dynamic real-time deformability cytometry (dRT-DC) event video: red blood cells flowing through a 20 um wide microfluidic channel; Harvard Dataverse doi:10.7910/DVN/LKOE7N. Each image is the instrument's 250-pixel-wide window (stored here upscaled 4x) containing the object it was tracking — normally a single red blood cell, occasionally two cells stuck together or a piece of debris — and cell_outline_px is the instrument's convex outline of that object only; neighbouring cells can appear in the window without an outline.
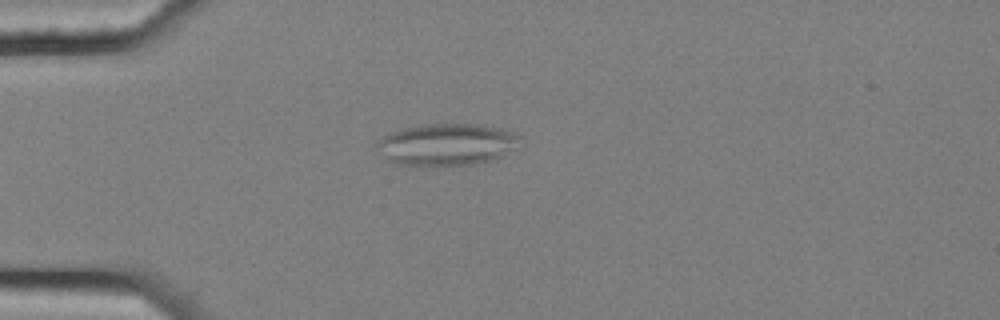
{"species": "common noctule bat (a hibernating species)", "species_latin": "Nyctalus noctula", "temperature_condition": "cold", "stored_images_in_passage": 8, "camera_frame_rate_fps": 3000, "um_per_image_px": 0.085, "animal": {"sex": "female", "body_mass_g": 25.1}, "frame": {"image": 1, "passage_image": 3, "time_ms": 0.667, "image_size_px": [1000, 320], "cell_outline_px": [[524, 144], [520, 148], [500, 156], [488, 160], [472, 164], [396, 164], [376, 148], [376, 144], [388, 132], [400, 128], [424, 124], [480, 124], [500, 128], [524, 136]], "centroid_in_image_um": [38.08, 12.24], "position_along_channel_um": 46.9, "area_um2": 34.85}}
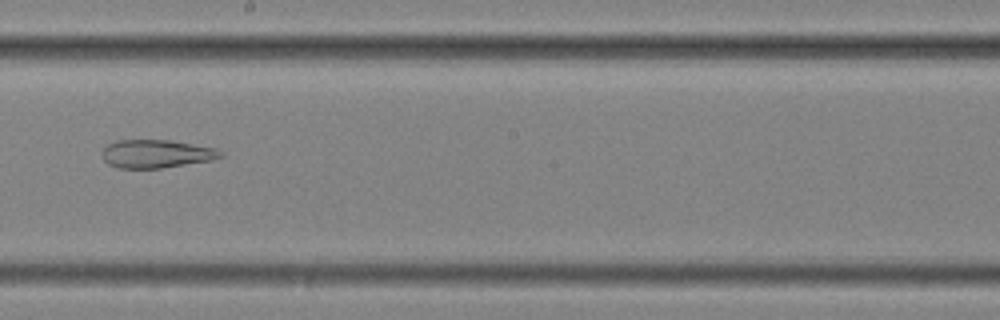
{"frame": {"image": 2, "passage_image": 8, "time_ms": 2.333, "image_size_px": [1000, 320], "cell_outline_px": [[224, 156], [212, 160], [160, 168], [116, 168], [108, 164], [100, 156], [100, 152], [108, 144], [116, 140], [172, 140], [216, 148], [224, 152]], "centroid_in_image_um": [13.27, 13.07], "position_along_channel_um": 234.9, "area_um2": 19.71}}